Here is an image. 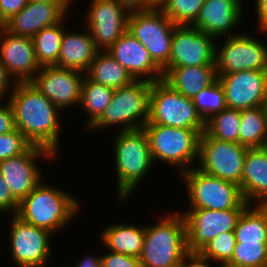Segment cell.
<instances>
[{
    "instance_id": "obj_51",
    "label": "cell",
    "mask_w": 267,
    "mask_h": 267,
    "mask_svg": "<svg viewBox=\"0 0 267 267\" xmlns=\"http://www.w3.org/2000/svg\"><path fill=\"white\" fill-rule=\"evenodd\" d=\"M263 147L267 150V136Z\"/></svg>"
},
{
    "instance_id": "obj_26",
    "label": "cell",
    "mask_w": 267,
    "mask_h": 267,
    "mask_svg": "<svg viewBox=\"0 0 267 267\" xmlns=\"http://www.w3.org/2000/svg\"><path fill=\"white\" fill-rule=\"evenodd\" d=\"M83 75L95 83L114 90L129 85L135 80L115 58L104 50L97 53Z\"/></svg>"
},
{
    "instance_id": "obj_41",
    "label": "cell",
    "mask_w": 267,
    "mask_h": 267,
    "mask_svg": "<svg viewBox=\"0 0 267 267\" xmlns=\"http://www.w3.org/2000/svg\"><path fill=\"white\" fill-rule=\"evenodd\" d=\"M16 130L14 111L8 102L2 106L0 104V135L7 134Z\"/></svg>"
},
{
    "instance_id": "obj_43",
    "label": "cell",
    "mask_w": 267,
    "mask_h": 267,
    "mask_svg": "<svg viewBox=\"0 0 267 267\" xmlns=\"http://www.w3.org/2000/svg\"><path fill=\"white\" fill-rule=\"evenodd\" d=\"M129 13L148 11V0H116Z\"/></svg>"
},
{
    "instance_id": "obj_30",
    "label": "cell",
    "mask_w": 267,
    "mask_h": 267,
    "mask_svg": "<svg viewBox=\"0 0 267 267\" xmlns=\"http://www.w3.org/2000/svg\"><path fill=\"white\" fill-rule=\"evenodd\" d=\"M65 30L62 23L43 28L32 37L36 60L40 67L56 65Z\"/></svg>"
},
{
    "instance_id": "obj_17",
    "label": "cell",
    "mask_w": 267,
    "mask_h": 267,
    "mask_svg": "<svg viewBox=\"0 0 267 267\" xmlns=\"http://www.w3.org/2000/svg\"><path fill=\"white\" fill-rule=\"evenodd\" d=\"M41 156L52 159L55 155L46 148L32 145L25 153L0 161L1 176L18 203L41 181V172L35 162Z\"/></svg>"
},
{
    "instance_id": "obj_21",
    "label": "cell",
    "mask_w": 267,
    "mask_h": 267,
    "mask_svg": "<svg viewBox=\"0 0 267 267\" xmlns=\"http://www.w3.org/2000/svg\"><path fill=\"white\" fill-rule=\"evenodd\" d=\"M107 52L115 58L135 80L143 79L142 76L145 77L144 80L151 82L163 79L162 70L154 63L148 50L128 30L115 41Z\"/></svg>"
},
{
    "instance_id": "obj_33",
    "label": "cell",
    "mask_w": 267,
    "mask_h": 267,
    "mask_svg": "<svg viewBox=\"0 0 267 267\" xmlns=\"http://www.w3.org/2000/svg\"><path fill=\"white\" fill-rule=\"evenodd\" d=\"M192 100L198 114L205 122L227 107L225 92L218 79L212 85L199 91Z\"/></svg>"
},
{
    "instance_id": "obj_37",
    "label": "cell",
    "mask_w": 267,
    "mask_h": 267,
    "mask_svg": "<svg viewBox=\"0 0 267 267\" xmlns=\"http://www.w3.org/2000/svg\"><path fill=\"white\" fill-rule=\"evenodd\" d=\"M32 144L16 129L0 135V161L25 153Z\"/></svg>"
},
{
    "instance_id": "obj_22",
    "label": "cell",
    "mask_w": 267,
    "mask_h": 267,
    "mask_svg": "<svg viewBox=\"0 0 267 267\" xmlns=\"http://www.w3.org/2000/svg\"><path fill=\"white\" fill-rule=\"evenodd\" d=\"M241 4L240 0H206L192 26L215 39L226 35L240 22Z\"/></svg>"
},
{
    "instance_id": "obj_34",
    "label": "cell",
    "mask_w": 267,
    "mask_h": 267,
    "mask_svg": "<svg viewBox=\"0 0 267 267\" xmlns=\"http://www.w3.org/2000/svg\"><path fill=\"white\" fill-rule=\"evenodd\" d=\"M226 267H267V243L236 242Z\"/></svg>"
},
{
    "instance_id": "obj_31",
    "label": "cell",
    "mask_w": 267,
    "mask_h": 267,
    "mask_svg": "<svg viewBox=\"0 0 267 267\" xmlns=\"http://www.w3.org/2000/svg\"><path fill=\"white\" fill-rule=\"evenodd\" d=\"M84 77L81 86L80 103L89 115L87 127L89 128L104 112L111 101L114 89L95 83Z\"/></svg>"
},
{
    "instance_id": "obj_25",
    "label": "cell",
    "mask_w": 267,
    "mask_h": 267,
    "mask_svg": "<svg viewBox=\"0 0 267 267\" xmlns=\"http://www.w3.org/2000/svg\"><path fill=\"white\" fill-rule=\"evenodd\" d=\"M99 50L90 33L64 32L55 66L86 72Z\"/></svg>"
},
{
    "instance_id": "obj_42",
    "label": "cell",
    "mask_w": 267,
    "mask_h": 267,
    "mask_svg": "<svg viewBox=\"0 0 267 267\" xmlns=\"http://www.w3.org/2000/svg\"><path fill=\"white\" fill-rule=\"evenodd\" d=\"M208 260L199 251H188L179 267H210L207 264Z\"/></svg>"
},
{
    "instance_id": "obj_29",
    "label": "cell",
    "mask_w": 267,
    "mask_h": 267,
    "mask_svg": "<svg viewBox=\"0 0 267 267\" xmlns=\"http://www.w3.org/2000/svg\"><path fill=\"white\" fill-rule=\"evenodd\" d=\"M267 136V115L263 106L240 110L239 144L247 148L264 146Z\"/></svg>"
},
{
    "instance_id": "obj_3",
    "label": "cell",
    "mask_w": 267,
    "mask_h": 267,
    "mask_svg": "<svg viewBox=\"0 0 267 267\" xmlns=\"http://www.w3.org/2000/svg\"><path fill=\"white\" fill-rule=\"evenodd\" d=\"M175 214V215H174ZM151 226H145L141 267H179L188 252L183 215L174 213Z\"/></svg>"
},
{
    "instance_id": "obj_39",
    "label": "cell",
    "mask_w": 267,
    "mask_h": 267,
    "mask_svg": "<svg viewBox=\"0 0 267 267\" xmlns=\"http://www.w3.org/2000/svg\"><path fill=\"white\" fill-rule=\"evenodd\" d=\"M27 3V0H0V21L5 24L19 13Z\"/></svg>"
},
{
    "instance_id": "obj_13",
    "label": "cell",
    "mask_w": 267,
    "mask_h": 267,
    "mask_svg": "<svg viewBox=\"0 0 267 267\" xmlns=\"http://www.w3.org/2000/svg\"><path fill=\"white\" fill-rule=\"evenodd\" d=\"M10 250L18 267H44L51 252V232L23 222L16 215L10 228Z\"/></svg>"
},
{
    "instance_id": "obj_8",
    "label": "cell",
    "mask_w": 267,
    "mask_h": 267,
    "mask_svg": "<svg viewBox=\"0 0 267 267\" xmlns=\"http://www.w3.org/2000/svg\"><path fill=\"white\" fill-rule=\"evenodd\" d=\"M146 124H159L183 129H205L193 100L186 98L163 80L152 83L149 118Z\"/></svg>"
},
{
    "instance_id": "obj_6",
    "label": "cell",
    "mask_w": 267,
    "mask_h": 267,
    "mask_svg": "<svg viewBox=\"0 0 267 267\" xmlns=\"http://www.w3.org/2000/svg\"><path fill=\"white\" fill-rule=\"evenodd\" d=\"M143 128L148 136L153 162L157 159L171 163L185 172L193 160L199 158L200 136L205 129H183L159 124H145Z\"/></svg>"
},
{
    "instance_id": "obj_27",
    "label": "cell",
    "mask_w": 267,
    "mask_h": 267,
    "mask_svg": "<svg viewBox=\"0 0 267 267\" xmlns=\"http://www.w3.org/2000/svg\"><path fill=\"white\" fill-rule=\"evenodd\" d=\"M145 226L134 224L111 225L102 232L101 239L110 251L140 257L143 250Z\"/></svg>"
},
{
    "instance_id": "obj_15",
    "label": "cell",
    "mask_w": 267,
    "mask_h": 267,
    "mask_svg": "<svg viewBox=\"0 0 267 267\" xmlns=\"http://www.w3.org/2000/svg\"><path fill=\"white\" fill-rule=\"evenodd\" d=\"M87 27L94 44L107 51L128 29L129 12L116 0H92Z\"/></svg>"
},
{
    "instance_id": "obj_10",
    "label": "cell",
    "mask_w": 267,
    "mask_h": 267,
    "mask_svg": "<svg viewBox=\"0 0 267 267\" xmlns=\"http://www.w3.org/2000/svg\"><path fill=\"white\" fill-rule=\"evenodd\" d=\"M247 147L210 137L205 131L200 136L199 170L240 186Z\"/></svg>"
},
{
    "instance_id": "obj_50",
    "label": "cell",
    "mask_w": 267,
    "mask_h": 267,
    "mask_svg": "<svg viewBox=\"0 0 267 267\" xmlns=\"http://www.w3.org/2000/svg\"><path fill=\"white\" fill-rule=\"evenodd\" d=\"M4 30H5V24L2 21H0V37Z\"/></svg>"
},
{
    "instance_id": "obj_23",
    "label": "cell",
    "mask_w": 267,
    "mask_h": 267,
    "mask_svg": "<svg viewBox=\"0 0 267 267\" xmlns=\"http://www.w3.org/2000/svg\"><path fill=\"white\" fill-rule=\"evenodd\" d=\"M239 187L248 204L255 199L258 205H267V150L264 147L247 149Z\"/></svg>"
},
{
    "instance_id": "obj_24",
    "label": "cell",
    "mask_w": 267,
    "mask_h": 267,
    "mask_svg": "<svg viewBox=\"0 0 267 267\" xmlns=\"http://www.w3.org/2000/svg\"><path fill=\"white\" fill-rule=\"evenodd\" d=\"M162 72L164 82L190 99L218 79L215 65L165 67Z\"/></svg>"
},
{
    "instance_id": "obj_44",
    "label": "cell",
    "mask_w": 267,
    "mask_h": 267,
    "mask_svg": "<svg viewBox=\"0 0 267 267\" xmlns=\"http://www.w3.org/2000/svg\"><path fill=\"white\" fill-rule=\"evenodd\" d=\"M256 12L259 29L267 32V0H256Z\"/></svg>"
},
{
    "instance_id": "obj_20",
    "label": "cell",
    "mask_w": 267,
    "mask_h": 267,
    "mask_svg": "<svg viewBox=\"0 0 267 267\" xmlns=\"http://www.w3.org/2000/svg\"><path fill=\"white\" fill-rule=\"evenodd\" d=\"M71 3L28 2L27 5L5 23L12 34L32 38L43 28L63 23Z\"/></svg>"
},
{
    "instance_id": "obj_28",
    "label": "cell",
    "mask_w": 267,
    "mask_h": 267,
    "mask_svg": "<svg viewBox=\"0 0 267 267\" xmlns=\"http://www.w3.org/2000/svg\"><path fill=\"white\" fill-rule=\"evenodd\" d=\"M247 206L234 229L236 242L267 243V205Z\"/></svg>"
},
{
    "instance_id": "obj_2",
    "label": "cell",
    "mask_w": 267,
    "mask_h": 267,
    "mask_svg": "<svg viewBox=\"0 0 267 267\" xmlns=\"http://www.w3.org/2000/svg\"><path fill=\"white\" fill-rule=\"evenodd\" d=\"M78 210L79 203L70 194L40 182L19 203L16 216L52 234L66 225Z\"/></svg>"
},
{
    "instance_id": "obj_36",
    "label": "cell",
    "mask_w": 267,
    "mask_h": 267,
    "mask_svg": "<svg viewBox=\"0 0 267 267\" xmlns=\"http://www.w3.org/2000/svg\"><path fill=\"white\" fill-rule=\"evenodd\" d=\"M206 0H171L163 12L175 25H193Z\"/></svg>"
},
{
    "instance_id": "obj_32",
    "label": "cell",
    "mask_w": 267,
    "mask_h": 267,
    "mask_svg": "<svg viewBox=\"0 0 267 267\" xmlns=\"http://www.w3.org/2000/svg\"><path fill=\"white\" fill-rule=\"evenodd\" d=\"M240 110L226 107L205 122V132L212 138L239 143Z\"/></svg>"
},
{
    "instance_id": "obj_38",
    "label": "cell",
    "mask_w": 267,
    "mask_h": 267,
    "mask_svg": "<svg viewBox=\"0 0 267 267\" xmlns=\"http://www.w3.org/2000/svg\"><path fill=\"white\" fill-rule=\"evenodd\" d=\"M99 258L101 267H141L140 259L132 255L111 251Z\"/></svg>"
},
{
    "instance_id": "obj_5",
    "label": "cell",
    "mask_w": 267,
    "mask_h": 267,
    "mask_svg": "<svg viewBox=\"0 0 267 267\" xmlns=\"http://www.w3.org/2000/svg\"><path fill=\"white\" fill-rule=\"evenodd\" d=\"M152 83L138 79L114 90L103 114L89 128L98 129L116 124H122L123 131L143 128L149 118Z\"/></svg>"
},
{
    "instance_id": "obj_11",
    "label": "cell",
    "mask_w": 267,
    "mask_h": 267,
    "mask_svg": "<svg viewBox=\"0 0 267 267\" xmlns=\"http://www.w3.org/2000/svg\"><path fill=\"white\" fill-rule=\"evenodd\" d=\"M232 35L220 50L215 49L217 76L246 70L267 71V46L248 35Z\"/></svg>"
},
{
    "instance_id": "obj_35",
    "label": "cell",
    "mask_w": 267,
    "mask_h": 267,
    "mask_svg": "<svg viewBox=\"0 0 267 267\" xmlns=\"http://www.w3.org/2000/svg\"><path fill=\"white\" fill-rule=\"evenodd\" d=\"M235 244L234 231L222 232L206 243L199 252L209 260H218L222 267L232 259Z\"/></svg>"
},
{
    "instance_id": "obj_4",
    "label": "cell",
    "mask_w": 267,
    "mask_h": 267,
    "mask_svg": "<svg viewBox=\"0 0 267 267\" xmlns=\"http://www.w3.org/2000/svg\"><path fill=\"white\" fill-rule=\"evenodd\" d=\"M117 134L115 137L117 189L119 199L123 201L131 196L154 162L144 128L121 130Z\"/></svg>"
},
{
    "instance_id": "obj_9",
    "label": "cell",
    "mask_w": 267,
    "mask_h": 267,
    "mask_svg": "<svg viewBox=\"0 0 267 267\" xmlns=\"http://www.w3.org/2000/svg\"><path fill=\"white\" fill-rule=\"evenodd\" d=\"M175 24L163 11L130 12L128 31L148 50L154 63L163 70L169 62Z\"/></svg>"
},
{
    "instance_id": "obj_40",
    "label": "cell",
    "mask_w": 267,
    "mask_h": 267,
    "mask_svg": "<svg viewBox=\"0 0 267 267\" xmlns=\"http://www.w3.org/2000/svg\"><path fill=\"white\" fill-rule=\"evenodd\" d=\"M19 208V203L15 200L10 193L9 186L5 183V180L0 173V212L12 211L16 215Z\"/></svg>"
},
{
    "instance_id": "obj_48",
    "label": "cell",
    "mask_w": 267,
    "mask_h": 267,
    "mask_svg": "<svg viewBox=\"0 0 267 267\" xmlns=\"http://www.w3.org/2000/svg\"><path fill=\"white\" fill-rule=\"evenodd\" d=\"M27 1L35 3H41V2L71 3L70 0H27Z\"/></svg>"
},
{
    "instance_id": "obj_46",
    "label": "cell",
    "mask_w": 267,
    "mask_h": 267,
    "mask_svg": "<svg viewBox=\"0 0 267 267\" xmlns=\"http://www.w3.org/2000/svg\"><path fill=\"white\" fill-rule=\"evenodd\" d=\"M68 267H101V261L99 257L86 256L79 264Z\"/></svg>"
},
{
    "instance_id": "obj_16",
    "label": "cell",
    "mask_w": 267,
    "mask_h": 267,
    "mask_svg": "<svg viewBox=\"0 0 267 267\" xmlns=\"http://www.w3.org/2000/svg\"><path fill=\"white\" fill-rule=\"evenodd\" d=\"M84 72L61 68L55 65L43 66L30 81L44 96L60 110L80 103Z\"/></svg>"
},
{
    "instance_id": "obj_14",
    "label": "cell",
    "mask_w": 267,
    "mask_h": 267,
    "mask_svg": "<svg viewBox=\"0 0 267 267\" xmlns=\"http://www.w3.org/2000/svg\"><path fill=\"white\" fill-rule=\"evenodd\" d=\"M214 39L192 25H176L166 67L215 65Z\"/></svg>"
},
{
    "instance_id": "obj_49",
    "label": "cell",
    "mask_w": 267,
    "mask_h": 267,
    "mask_svg": "<svg viewBox=\"0 0 267 267\" xmlns=\"http://www.w3.org/2000/svg\"><path fill=\"white\" fill-rule=\"evenodd\" d=\"M264 112L267 115V92L265 94L264 103H263Z\"/></svg>"
},
{
    "instance_id": "obj_45",
    "label": "cell",
    "mask_w": 267,
    "mask_h": 267,
    "mask_svg": "<svg viewBox=\"0 0 267 267\" xmlns=\"http://www.w3.org/2000/svg\"><path fill=\"white\" fill-rule=\"evenodd\" d=\"M12 77L8 71L0 64V101H2L3 97L6 94L7 91H11L9 90V83L11 81V78ZM8 89V90H7ZM2 102H0L1 104Z\"/></svg>"
},
{
    "instance_id": "obj_1",
    "label": "cell",
    "mask_w": 267,
    "mask_h": 267,
    "mask_svg": "<svg viewBox=\"0 0 267 267\" xmlns=\"http://www.w3.org/2000/svg\"><path fill=\"white\" fill-rule=\"evenodd\" d=\"M8 102L14 111L15 125L35 146L46 148L54 155L59 146V108L31 82H15Z\"/></svg>"
},
{
    "instance_id": "obj_19",
    "label": "cell",
    "mask_w": 267,
    "mask_h": 267,
    "mask_svg": "<svg viewBox=\"0 0 267 267\" xmlns=\"http://www.w3.org/2000/svg\"><path fill=\"white\" fill-rule=\"evenodd\" d=\"M0 64L16 77V82H30L41 68L36 60L33 39L5 29L0 37Z\"/></svg>"
},
{
    "instance_id": "obj_47",
    "label": "cell",
    "mask_w": 267,
    "mask_h": 267,
    "mask_svg": "<svg viewBox=\"0 0 267 267\" xmlns=\"http://www.w3.org/2000/svg\"><path fill=\"white\" fill-rule=\"evenodd\" d=\"M171 0H148V10L163 11Z\"/></svg>"
},
{
    "instance_id": "obj_18",
    "label": "cell",
    "mask_w": 267,
    "mask_h": 267,
    "mask_svg": "<svg viewBox=\"0 0 267 267\" xmlns=\"http://www.w3.org/2000/svg\"><path fill=\"white\" fill-rule=\"evenodd\" d=\"M228 108L246 110L263 106L267 71L246 70L218 76Z\"/></svg>"
},
{
    "instance_id": "obj_12",
    "label": "cell",
    "mask_w": 267,
    "mask_h": 267,
    "mask_svg": "<svg viewBox=\"0 0 267 267\" xmlns=\"http://www.w3.org/2000/svg\"><path fill=\"white\" fill-rule=\"evenodd\" d=\"M244 209L234 208L221 211L189 209V212L183 214L186 225L187 250L199 251L220 233L234 231Z\"/></svg>"
},
{
    "instance_id": "obj_7",
    "label": "cell",
    "mask_w": 267,
    "mask_h": 267,
    "mask_svg": "<svg viewBox=\"0 0 267 267\" xmlns=\"http://www.w3.org/2000/svg\"><path fill=\"white\" fill-rule=\"evenodd\" d=\"M181 177L187 187L191 209L221 211L246 208L249 205L235 183L207 174L196 167L181 172Z\"/></svg>"
}]
</instances>
